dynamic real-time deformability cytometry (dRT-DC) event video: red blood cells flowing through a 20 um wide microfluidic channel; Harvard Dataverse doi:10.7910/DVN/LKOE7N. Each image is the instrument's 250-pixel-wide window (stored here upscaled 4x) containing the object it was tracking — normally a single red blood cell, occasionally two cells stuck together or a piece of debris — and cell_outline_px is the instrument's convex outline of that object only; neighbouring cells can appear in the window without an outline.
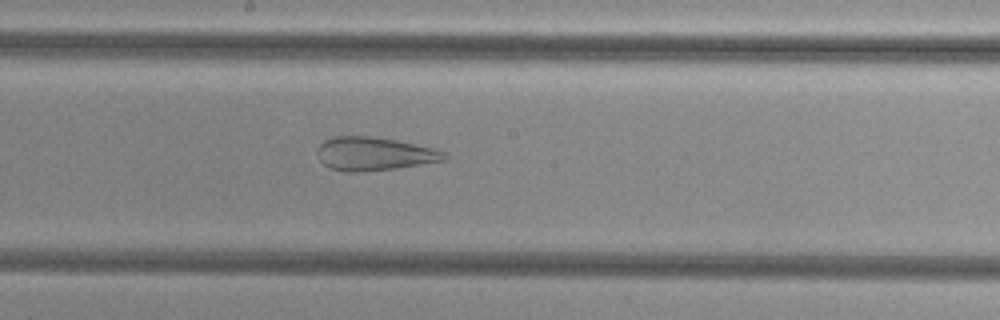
{"species": "common noctule bat (a hibernating species)", "species_latin": "Nyctalus noctula", "temperature_condition": "cold", "stored_images_in_passage": 54, "camera_frame_rate_fps": 3000, "um_per_image_px": 0.085, "animal": {"sex": "female", "body_mass_g": 29.2, "forearm_length_mm": 56.3}, "frame": {"image": 1, "passage_image": 30, "time_ms": 9.667, "image_size_px": [1000, 320], "cell_outline_px": [[448, 156], [444, 160], [396, 168], [360, 172], [344, 172], [328, 168], [320, 160], [316, 152], [316, 148], [324, 140], [332, 136], [376, 136], [436, 148], [448, 152]], "centroid_in_image_um": [31.79, 13.06], "position_along_channel_um": 216.4, "area_um2": 25.09}}
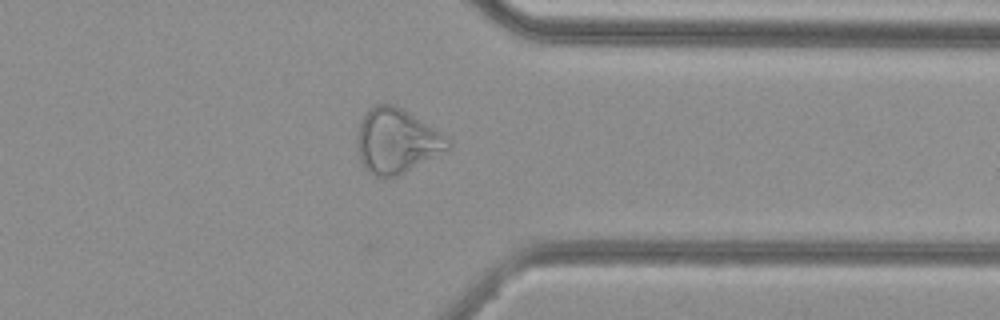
{"frame": {"image": 2, "passage_image": 43, "time_ms": 14.0, "image_size_px": [1000, 320], "cell_outline_px": [[452, 148], [448, 152], [396, 176], [376, 176], [368, 172], [360, 164], [356, 148], [356, 136], [360, 120], [376, 104], [392, 104], [404, 108], [448, 136], [452, 140]], "centroid_in_image_um": [33.76, 11.99], "position_along_channel_um": 377.6, "area_um2": 35.03}}
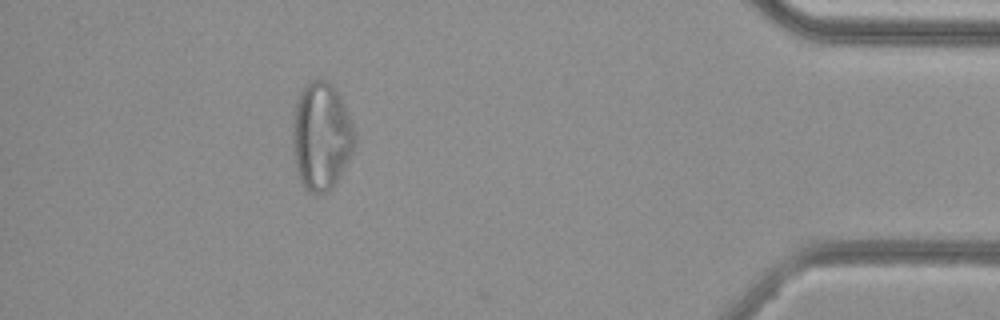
{"frame": {"image": 3, "passage_image": 49, "time_ms": 16.0, "image_size_px": [1000, 320], "cell_outline_px": [[356, 140], [352, 152], [348, 160], [336, 180], [328, 192], [308, 192], [304, 188], [296, 172], [292, 148], [292, 120], [296, 104], [300, 92], [312, 80], [328, 80], [336, 88], [344, 104], [356, 132]], "centroid_in_image_um": [27.29, 11.57], "position_along_channel_um": 407.9, "area_um2": 39.07}}